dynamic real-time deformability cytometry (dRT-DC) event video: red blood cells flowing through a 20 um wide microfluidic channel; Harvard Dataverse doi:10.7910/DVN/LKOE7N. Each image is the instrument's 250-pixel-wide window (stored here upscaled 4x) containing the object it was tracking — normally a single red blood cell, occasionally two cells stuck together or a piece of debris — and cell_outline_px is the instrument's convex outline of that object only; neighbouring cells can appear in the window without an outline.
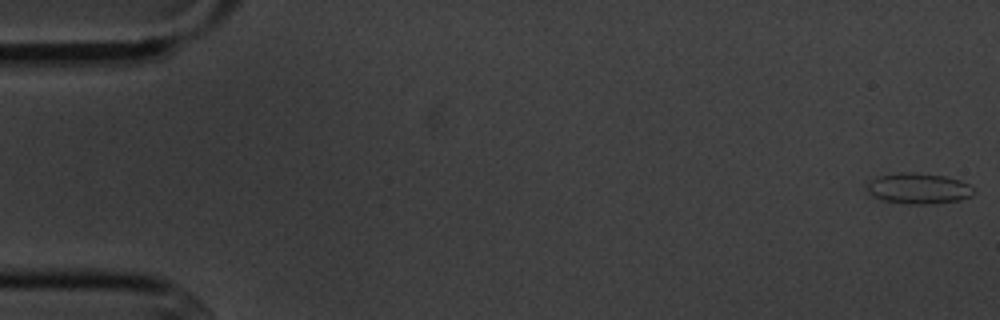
{"species": "common noctule bat (a hibernating species)", "species_latin": "Nyctalus noctula", "temperature_condition": "cold", "stored_images_in_passage": 6, "camera_frame_rate_fps": 3000, "um_per_image_px": 0.085, "animal": {"sex": "male", "body_mass_g": 20.1, "forearm_length_mm": 53.5}, "frame": {"image": 1, "passage_image": 1, "time_ms": 0.0, "image_size_px": [1000, 320], "cell_outline_px": [[976, 192], [972, 196], [960, 200], [932, 204], [908, 204], [884, 200], [872, 196], [868, 192], [868, 184], [876, 176], [900, 172], [912, 172], [944, 176], [960, 180], [968, 184]], "centroid_in_image_um": [78.09, 16.02], "position_along_channel_um": 6.9, "area_um2": 19.13}}